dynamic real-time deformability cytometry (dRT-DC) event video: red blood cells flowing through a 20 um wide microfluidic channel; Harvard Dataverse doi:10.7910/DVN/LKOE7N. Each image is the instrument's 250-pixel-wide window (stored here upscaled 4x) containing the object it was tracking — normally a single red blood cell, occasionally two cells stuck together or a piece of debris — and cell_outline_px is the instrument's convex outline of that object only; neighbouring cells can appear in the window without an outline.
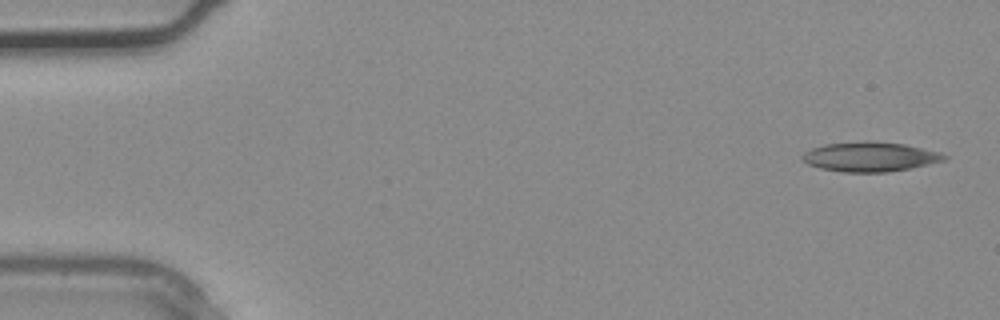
{"species": "common noctule bat (a hibernating species)", "species_latin": "Nyctalus noctula", "temperature_condition": "warm", "stored_images_in_passage": 3, "camera_frame_rate_fps": 3000, "um_per_image_px": 0.085, "animal": {"sex": "male", "body_mass_g": 20.4}, "frame": {"image": 1, "passage_image": 1, "time_ms": 0.0, "image_size_px": [1000, 320], "cell_outline_px": [[948, 156], [944, 160], [912, 168], [888, 172], [844, 172], [820, 168], [808, 164], [800, 156], [804, 152], [812, 148], [824, 144], [872, 140], [904, 144], [940, 152]], "centroid_in_image_um": [73.95, 13.32], "position_along_channel_um": 11.1, "area_um2": 24.51}}
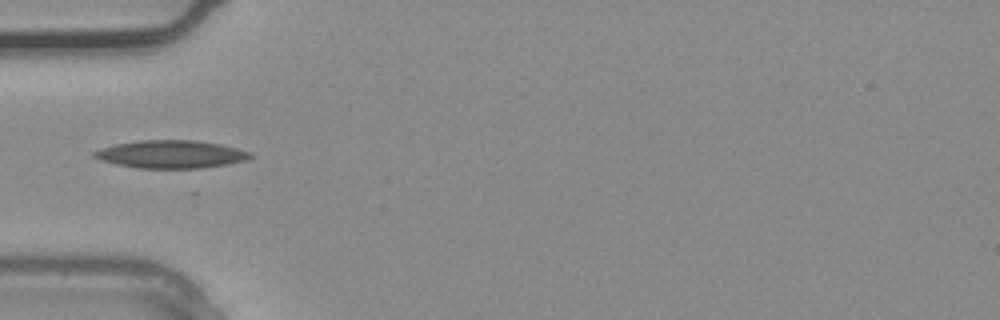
{"frame": {"image": 2, "passage_image": 3, "time_ms": 0.667, "image_size_px": [1000, 320], "cell_outline_px": [[256, 156], [244, 160], [228, 164], [204, 168], [136, 168], [116, 164], [100, 160], [92, 156], [92, 152], [100, 148], [116, 144], [140, 140], [196, 140], [220, 144], [252, 152]], "centroid_in_image_um": [14.54, 13.11], "position_along_channel_um": 70.5, "area_um2": 25.49}}